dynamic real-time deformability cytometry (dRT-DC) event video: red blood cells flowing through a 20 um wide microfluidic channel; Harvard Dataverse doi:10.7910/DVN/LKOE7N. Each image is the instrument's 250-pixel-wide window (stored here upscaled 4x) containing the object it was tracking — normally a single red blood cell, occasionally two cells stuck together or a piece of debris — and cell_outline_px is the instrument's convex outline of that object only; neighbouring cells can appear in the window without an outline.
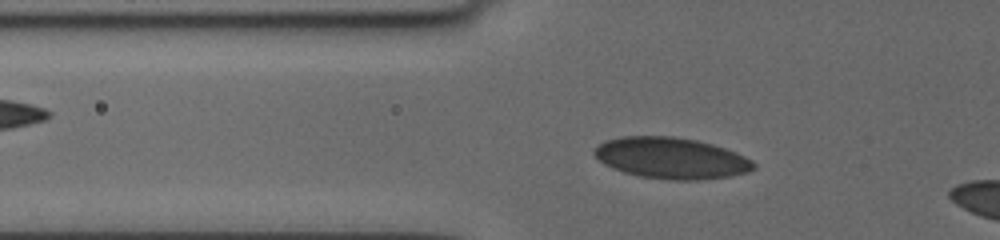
{"species": "human", "species_latin": "Homo sapiens", "temperature_condition": "cold", "stored_images_in_passage": 18, "camera_frame_rate_fps": 3000, "um_per_image_px": 0.085, "donor": {"sex": "female"}, "frame": {"image": 1, "passage_image": 14, "time_ms": 3.667, "image_size_px": [1000, 240], "cell_outline_px": [[756, 168], [748, 172], [732, 176], [696, 180], [672, 180], [640, 176], [624, 172], [612, 168], [604, 164], [592, 152], [600, 144], [608, 140], [624, 136], [672, 136], [696, 140], [712, 144], [736, 152], [752, 160], [756, 164]], "centroid_in_image_um": [57.09, 13.44], "position_along_channel_um": 68.7, "area_um2": 38.15}}